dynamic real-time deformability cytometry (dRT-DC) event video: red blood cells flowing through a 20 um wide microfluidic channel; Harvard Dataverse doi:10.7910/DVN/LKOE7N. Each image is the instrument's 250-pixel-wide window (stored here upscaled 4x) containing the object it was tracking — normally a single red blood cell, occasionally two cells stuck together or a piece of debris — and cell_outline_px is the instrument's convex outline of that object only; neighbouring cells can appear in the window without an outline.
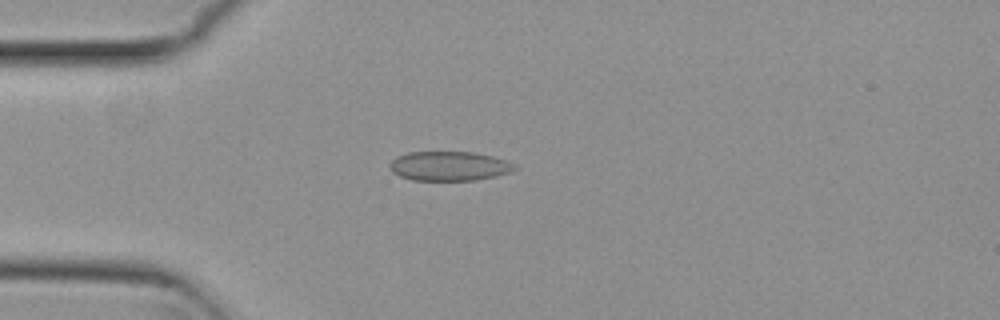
{"species": "common noctule bat (a hibernating species)", "species_latin": "Nyctalus noctula", "temperature_condition": "cold", "stored_images_in_passage": 54, "camera_frame_rate_fps": 3000, "um_per_image_px": 0.085, "animal": {"sex": "female", "body_mass_g": 29.2, "forearm_length_mm": 56.3}, "frame": {"image": 1, "passage_image": 14, "time_ms": 4.333, "image_size_px": [1000, 320], "cell_outline_px": [[516, 168], [512, 172], [496, 176], [476, 180], [412, 180], [400, 176], [392, 172], [388, 164], [396, 156], [408, 152], [472, 152], [492, 156], [516, 164]], "centroid_in_image_um": [38.17, 14.12], "position_along_channel_um": 46.8, "area_um2": 21.44}}
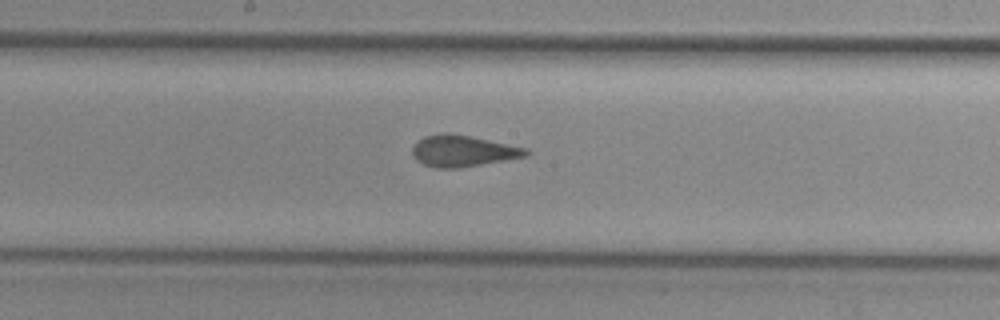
{"frame": {"image": 2, "passage_image": 28, "time_ms": 9.0, "image_size_px": [1000, 320], "cell_outline_px": [[532, 152], [528, 156], [460, 168], [436, 168], [424, 164], [416, 160], [412, 152], [412, 148], [416, 140], [424, 136], [440, 132], [448, 132], [528, 148]], "centroid_in_image_um": [39.33, 12.83], "position_along_channel_um": 208.9, "area_um2": 20.92}}
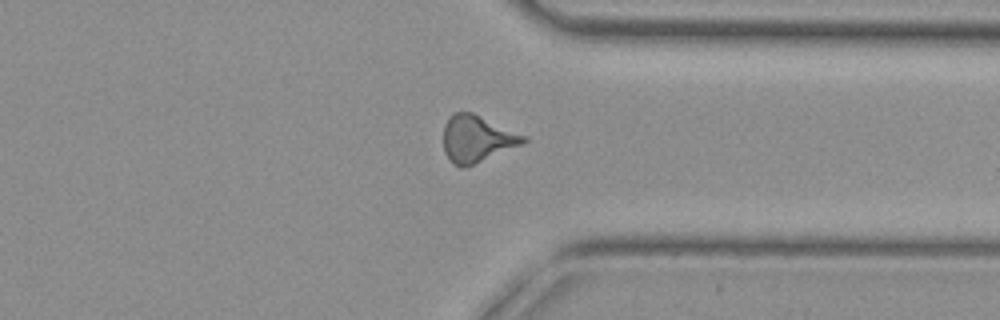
{"frame": {"image": 3, "passage_image": 41, "time_ms": 13.333, "image_size_px": [1000, 320], "cell_outline_px": [[528, 140], [520, 144], [472, 164], [460, 168], [452, 164], [448, 160], [444, 152], [444, 124], [452, 112], [472, 112], [528, 136]], "centroid_in_image_um": [40.5, 11.77], "position_along_channel_um": 370.9, "area_um2": 21.62}, "authors_computed_cell_mechanics": {"area_um2": 21.0392, "velocity_mm_per_s": 3.795, "shape_relaxation_time_tau1_ms": null, "shape_relaxation_time_tau2_ms": 1.6208, "deformation_change_tau1": null, "deformation_change_tau2": 0.0656}}